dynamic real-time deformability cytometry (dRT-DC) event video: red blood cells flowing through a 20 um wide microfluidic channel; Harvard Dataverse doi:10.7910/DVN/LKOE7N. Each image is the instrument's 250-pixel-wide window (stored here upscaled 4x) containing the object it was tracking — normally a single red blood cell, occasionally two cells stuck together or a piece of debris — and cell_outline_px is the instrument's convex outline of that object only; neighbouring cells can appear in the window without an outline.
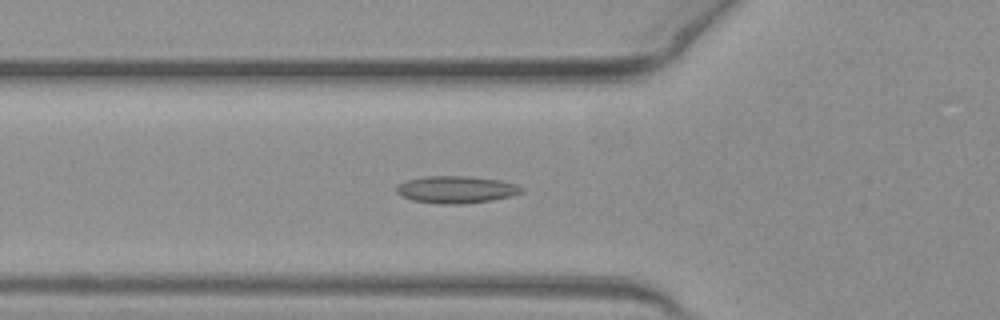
{"species": "common noctule bat (a hibernating species)", "species_latin": "Nyctalus noctula", "temperature_condition": "warm", "stored_images_in_passage": 35, "camera_frame_rate_fps": 3000, "um_per_image_px": 0.085, "animal": {"sex": "female", "body_mass_g": 19.3, "forearm_length_mm": 54.1}, "frame": {"image": 1, "passage_image": 2, "time_ms": 0.333, "image_size_px": [1000, 320], "cell_outline_px": [[524, 192], [512, 196], [492, 200], [464, 204], [436, 204], [412, 200], [400, 196], [396, 192], [396, 188], [400, 184], [408, 180], [428, 176], [468, 176], [500, 180], [516, 184], [524, 188]], "centroid_in_image_um": [38.81, 16.12], "position_along_channel_um": 87.0, "area_um2": 19.94}}
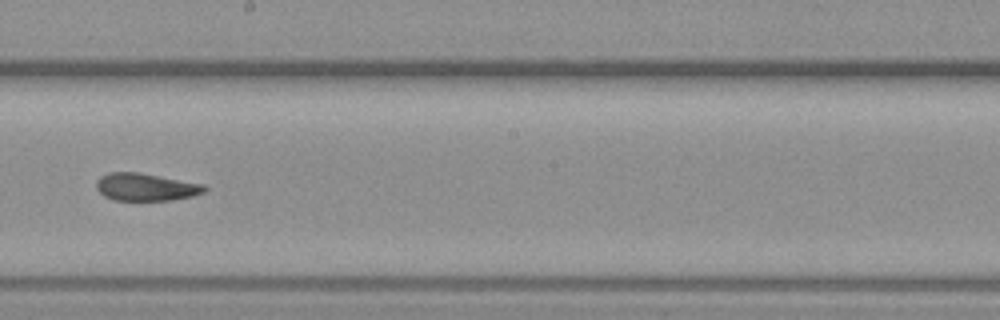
{"frame": {"image": 2, "passage_image": 13, "time_ms": 4.0, "image_size_px": [1000, 320], "cell_outline_px": [[208, 188], [204, 192], [192, 196], [172, 200], [112, 200], [104, 196], [96, 188], [96, 180], [100, 176], [108, 172], [140, 172], [204, 184]], "centroid_in_image_um": [12.38, 15.89], "position_along_channel_um": 235.8, "area_um2": 17.51}}
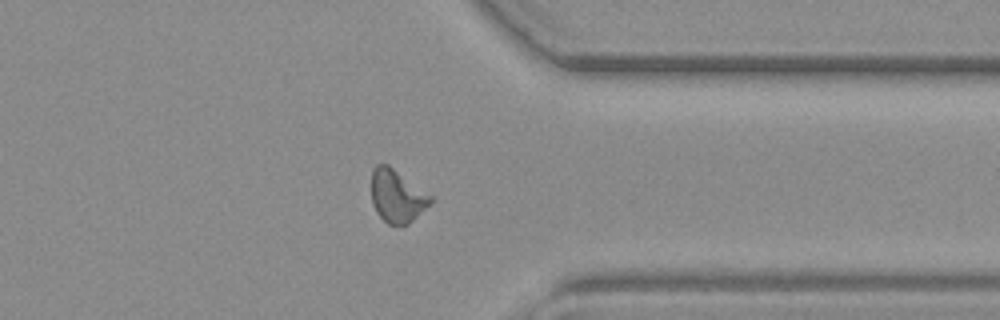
{"frame": {"image": 3, "passage_image": 24, "time_ms": 7.667, "image_size_px": [1000, 320], "cell_outline_px": [[432, 200], [408, 224], [388, 224], [376, 212], [372, 204], [372, 168], [376, 164], [388, 164], [432, 196]], "centroid_in_image_um": [33.7, 16.64], "position_along_channel_um": 377.7, "area_um2": 17.8}}